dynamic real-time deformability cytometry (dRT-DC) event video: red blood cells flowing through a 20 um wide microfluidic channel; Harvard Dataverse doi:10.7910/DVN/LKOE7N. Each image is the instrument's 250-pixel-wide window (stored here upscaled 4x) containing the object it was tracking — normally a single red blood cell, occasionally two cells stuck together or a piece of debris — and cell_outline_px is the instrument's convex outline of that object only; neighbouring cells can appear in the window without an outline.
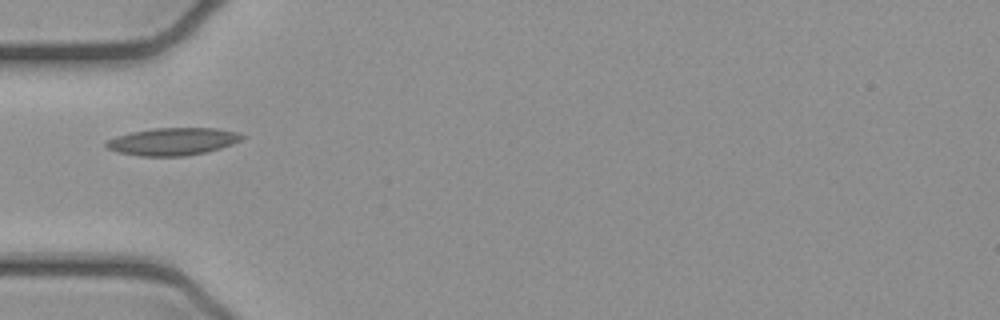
{"species": "common noctule bat (a hibernating species)", "species_latin": "Nyctalus noctula", "temperature_condition": "cold", "stored_images_in_passage": 6, "camera_frame_rate_fps": 3000, "um_per_image_px": 0.085, "animal": {"sex": "female", "body_mass_g": 21.9}, "frame": {"image": 1, "passage_image": 5, "time_ms": 1.333, "image_size_px": [1000, 320], "cell_outline_px": [[244, 136], [240, 140], [232, 144], [220, 148], [204, 152], [184, 156], [140, 156], [116, 152], [108, 148], [104, 144], [104, 140], [116, 136], [132, 132], [152, 128], [216, 128], [240, 132]], "centroid_in_image_um": [14.65, 12.02], "position_along_channel_um": 70.4, "area_um2": 21.79}}
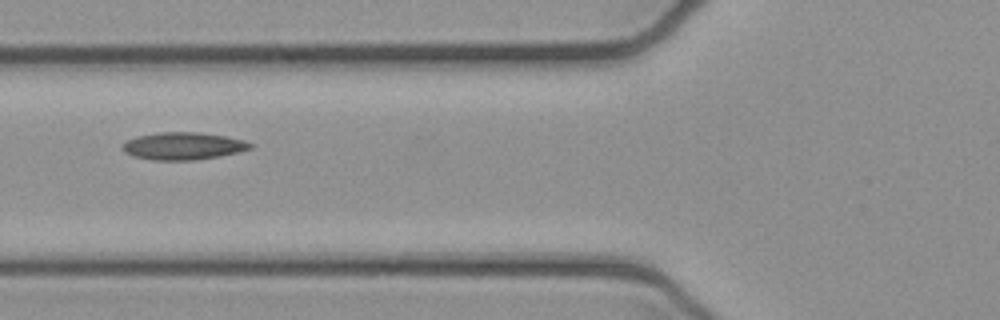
{"frame": {"image": 2, "passage_image": 6, "time_ms": 1.667, "image_size_px": [1000, 320], "cell_outline_px": [[252, 148], [240, 152], [220, 156], [196, 160], [156, 160], [136, 156], [124, 152], [120, 148], [128, 140], [136, 136], [160, 132], [200, 132], [224, 136], [244, 140], [252, 144]], "centroid_in_image_um": [15.59, 12.41], "position_along_channel_um": 110.2, "area_um2": 20.35}}